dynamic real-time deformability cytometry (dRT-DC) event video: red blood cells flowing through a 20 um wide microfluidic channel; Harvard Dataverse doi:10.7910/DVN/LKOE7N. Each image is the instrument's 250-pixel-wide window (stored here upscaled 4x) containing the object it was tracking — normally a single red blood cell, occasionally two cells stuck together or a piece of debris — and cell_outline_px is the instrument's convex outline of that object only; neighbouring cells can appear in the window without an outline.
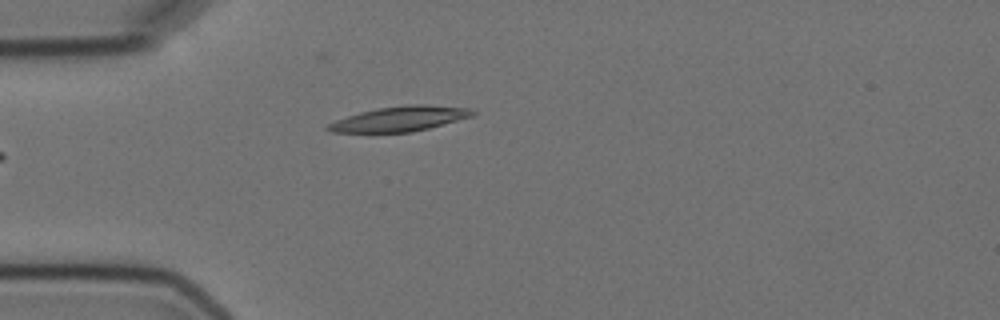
{"species": "Egyptian fruit bat (a non-hibernating species)", "species_latin": "Rousettus aegyptiacus", "temperature_condition": "cold", "stored_images_in_passage": 5, "camera_frame_rate_fps": 3000, "um_per_image_px": 0.085, "animal": {"sex": "female"}, "frame": {"image": 1, "passage_image": 5, "time_ms": 5.667, "image_size_px": [1000, 320], "cell_outline_px": [[476, 112], [472, 116], [428, 128], [412, 132], [332, 132], [324, 128], [328, 124], [336, 120], [360, 112], [380, 108], [412, 104], [428, 104], [468, 108]], "centroid_in_image_um": [33.98, 10.1], "position_along_channel_um": 51.0, "area_um2": 20.69}}